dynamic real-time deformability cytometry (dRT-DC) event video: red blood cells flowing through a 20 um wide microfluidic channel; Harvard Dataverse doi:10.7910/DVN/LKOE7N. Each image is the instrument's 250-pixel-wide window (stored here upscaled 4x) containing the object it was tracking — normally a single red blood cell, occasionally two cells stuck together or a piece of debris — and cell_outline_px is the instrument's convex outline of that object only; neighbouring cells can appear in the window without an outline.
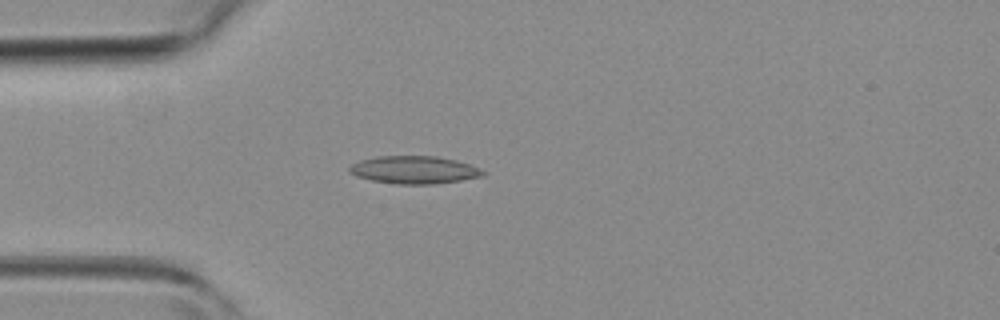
{"species": "common noctule bat (a hibernating species)", "species_latin": "Nyctalus noctula", "temperature_condition": "room temperature", "stored_images_in_passage": 2, "camera_frame_rate_fps": 3000, "um_per_image_px": 0.085, "animal": {"sex": "female", "body_mass_g": 19.3, "forearm_length_mm": 54.1}, "frame": {"image": 1, "passage_image": 2, "time_ms": 2.0, "image_size_px": [1000, 320], "cell_outline_px": [[484, 176], [436, 184], [396, 184], [372, 180], [356, 176], [348, 172], [348, 168], [352, 164], [360, 160], [376, 156], [436, 156], [456, 160], [468, 164], [484, 172]], "centroid_in_image_um": [35.15, 14.44], "position_along_channel_um": 49.8, "area_um2": 21.44}}